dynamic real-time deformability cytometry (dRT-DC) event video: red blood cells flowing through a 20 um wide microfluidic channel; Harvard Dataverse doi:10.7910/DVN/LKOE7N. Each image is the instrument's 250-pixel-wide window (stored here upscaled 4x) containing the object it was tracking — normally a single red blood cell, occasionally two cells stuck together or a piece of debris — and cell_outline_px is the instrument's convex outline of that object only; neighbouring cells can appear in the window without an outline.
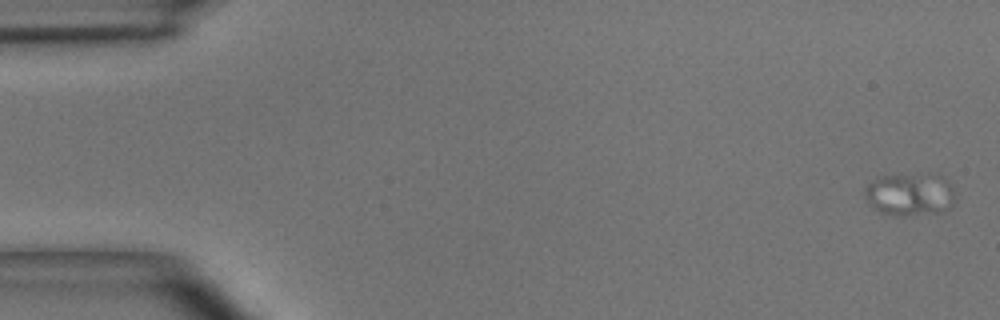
{"species": "common noctule bat (a hibernating species)", "species_latin": "Nyctalus noctula", "temperature_condition": "room temperature", "stored_images_in_passage": 4, "camera_frame_rate_fps": 3000, "um_per_image_px": 0.085, "animal": {"sex": "male", "body_mass_g": 15.6}, "frame": {"image": 1, "passage_image": 1, "time_ms": 0.0, "image_size_px": [1000, 320], "cell_outline_px": [[956, 200], [948, 208], [940, 212], [904, 216], [896, 216], [880, 212], [868, 204], [864, 192], [864, 188], [876, 176], [932, 172], [948, 180], [956, 196]], "centroid_in_image_um": [77.34, 16.49], "position_along_channel_um": 7.7, "area_um2": 23.18}}